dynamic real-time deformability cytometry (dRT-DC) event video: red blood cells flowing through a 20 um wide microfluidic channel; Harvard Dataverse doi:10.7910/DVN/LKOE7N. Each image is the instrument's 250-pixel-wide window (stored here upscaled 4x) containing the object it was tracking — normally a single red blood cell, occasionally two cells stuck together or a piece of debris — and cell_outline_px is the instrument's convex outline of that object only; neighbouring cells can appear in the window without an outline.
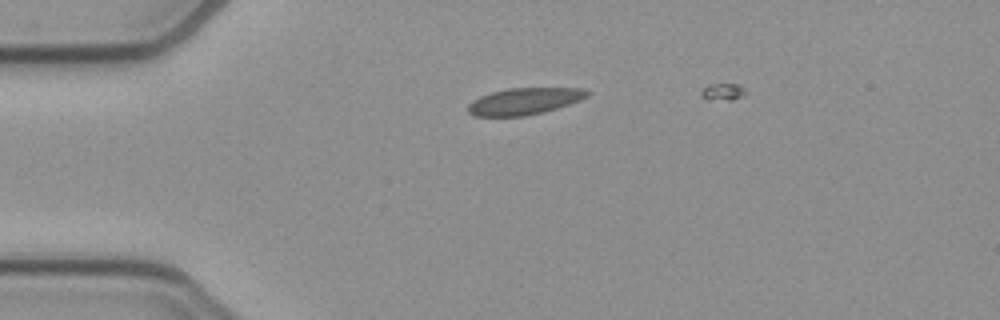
{"species": "common noctule bat (a hibernating species)", "species_latin": "Nyctalus noctula", "temperature_condition": "cold", "stored_images_in_passage": 23, "camera_frame_rate_fps": 3000, "um_per_image_px": 0.085, "animal": {"sex": "female", "body_mass_g": 21.9}, "frame": {"image": 1, "passage_image": 9, "time_ms": 2.667, "image_size_px": [1000, 320], "cell_outline_px": [[592, 92], [588, 96], [580, 100], [544, 112], [524, 116], [476, 116], [468, 112], [468, 104], [472, 100], [480, 96], [492, 92], [508, 88], [584, 88]], "centroid_in_image_um": [44.58, 8.6], "position_along_channel_um": 40.4, "area_um2": 18.55}}
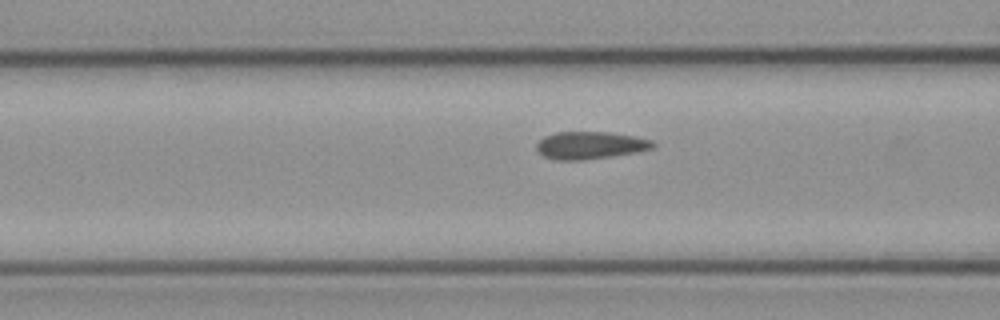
{"frame": {"image": 2, "passage_image": 17, "time_ms": 5.333, "image_size_px": [1000, 320], "cell_outline_px": [[656, 148], [636, 152], [612, 156], [584, 160], [556, 160], [544, 156], [536, 152], [536, 144], [544, 136], [556, 132], [608, 132], [636, 136], [652, 140], [656, 144]], "centroid_in_image_um": [50.18, 12.35], "position_along_channel_um": 116.4, "area_um2": 18.84}}
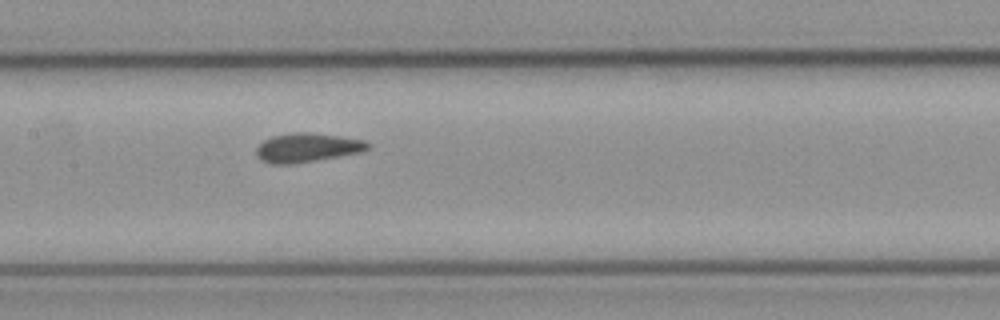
{"frame": {"image": 3, "passage_image": 22, "time_ms": 7.0, "image_size_px": [1000, 320], "cell_outline_px": [[372, 148], [364, 152], [292, 164], [272, 164], [260, 160], [256, 156], [256, 148], [264, 140], [272, 136], [292, 132], [312, 132], [364, 140], [372, 144]], "centroid_in_image_um": [26.14, 12.55], "position_along_channel_um": 181.3, "area_um2": 19.13}}